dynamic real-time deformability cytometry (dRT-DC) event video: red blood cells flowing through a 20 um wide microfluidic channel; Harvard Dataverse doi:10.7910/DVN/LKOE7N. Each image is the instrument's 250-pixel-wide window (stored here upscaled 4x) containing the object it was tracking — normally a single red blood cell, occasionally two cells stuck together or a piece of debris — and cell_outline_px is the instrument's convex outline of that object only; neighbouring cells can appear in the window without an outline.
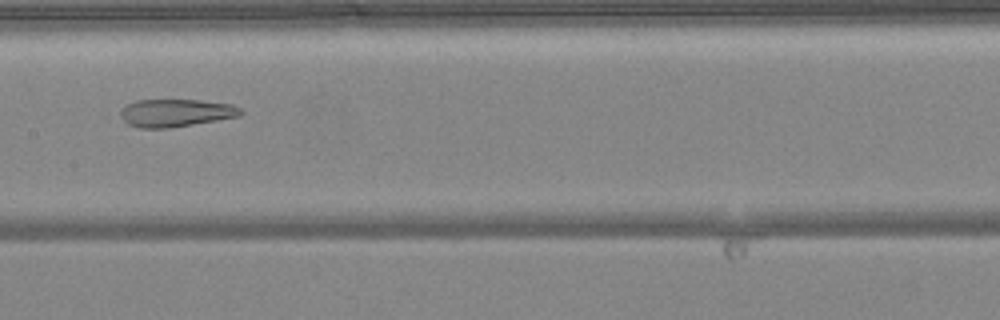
{"species": "common noctule bat (a hibernating species)", "species_latin": "Nyctalus noctula", "temperature_condition": "warm", "stored_images_in_passage": 49, "camera_frame_rate_fps": 3000, "um_per_image_px": 0.085, "animal": {"sex": "female", "body_mass_g": 24.6, "forearm_length_mm": 56.2}, "frame": {"image": 1, "passage_image": 25, "time_ms": 8.0, "image_size_px": [1000, 320], "cell_outline_px": [[244, 112], [240, 116], [168, 128], [140, 128], [128, 124], [116, 116], [116, 112], [120, 108], [136, 100], [200, 100], [232, 104], [240, 108]], "centroid_in_image_um": [14.86, 9.59], "position_along_channel_um": 192.5, "area_um2": 19.65}}
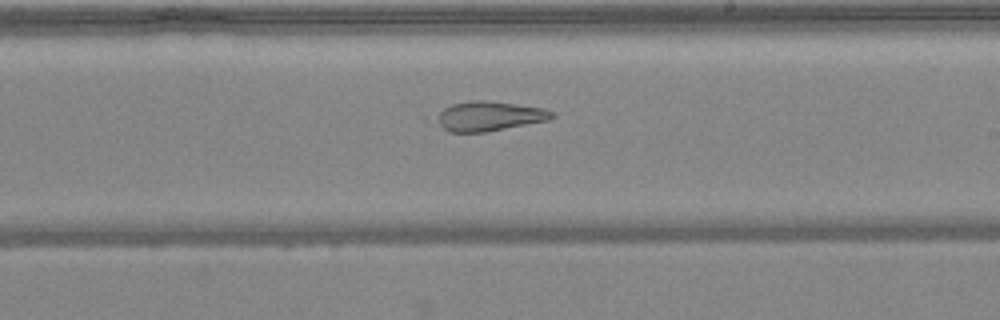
{"frame": {"image": 2, "passage_image": 29, "time_ms": 9.333, "image_size_px": [1000, 320], "cell_outline_px": [[556, 116], [548, 120], [488, 132], [448, 132], [432, 120], [444, 108], [452, 104], [472, 100], [480, 100], [544, 108], [556, 112]], "centroid_in_image_um": [41.55, 9.89], "position_along_channel_um": 247.4, "area_um2": 20.0}}
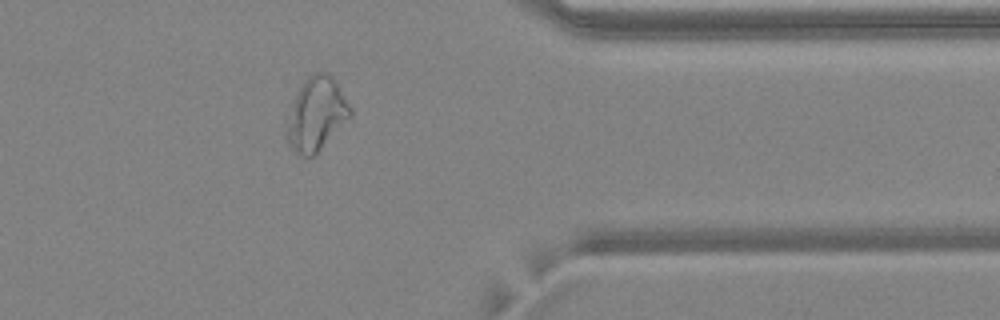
{"frame": {"image": 3, "passage_image": 40, "time_ms": 13.0, "image_size_px": [1000, 320], "cell_outline_px": [[352, 116], [312, 156], [300, 156], [288, 148], [284, 124], [284, 120], [304, 80], [312, 72], [328, 72], [336, 80], [352, 108]], "centroid_in_image_um": [26.86, 9.69], "position_along_channel_um": 384.5, "area_um2": 27.51}, "authors_computed_cell_mechanics": {"area_um2": 27.9174, "velocity_mm_per_s": 4.1447, "shape_relaxation_time_tau1_ms": null, "shape_relaxation_time_tau2_ms": 3.8425, "deformation_change_tau1": null, "deformation_change_tau2": 0.1335}}